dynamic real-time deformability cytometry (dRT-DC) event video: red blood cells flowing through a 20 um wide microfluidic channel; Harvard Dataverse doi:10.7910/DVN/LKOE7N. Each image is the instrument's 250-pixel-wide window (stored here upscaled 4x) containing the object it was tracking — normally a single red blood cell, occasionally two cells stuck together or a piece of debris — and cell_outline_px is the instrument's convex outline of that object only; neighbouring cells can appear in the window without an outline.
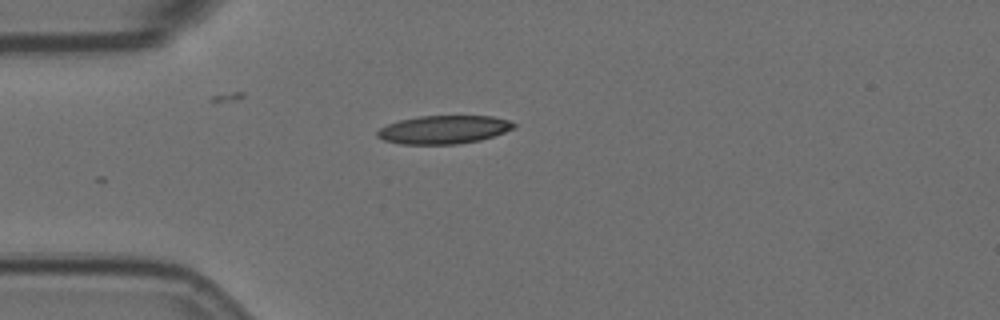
{"species": "Egyptian fruit bat (a non-hibernating species)", "species_latin": "Rousettus aegyptiacus", "temperature_condition": "room temperature", "stored_images_in_passage": 7, "camera_frame_rate_fps": 3000, "um_per_image_px": 0.085, "animal": {"sex": "female"}, "frame": {"image": 1, "passage_image": 1, "time_ms": 0.0, "image_size_px": [1000, 320], "cell_outline_px": [[516, 128], [480, 140], [456, 144], [400, 144], [384, 140], [376, 136], [376, 132], [380, 128], [388, 124], [400, 120], [420, 116], [492, 116], [512, 120], [516, 124]], "centroid_in_image_um": [37.74, 11.01], "position_along_channel_um": 47.3, "area_um2": 22.54}}
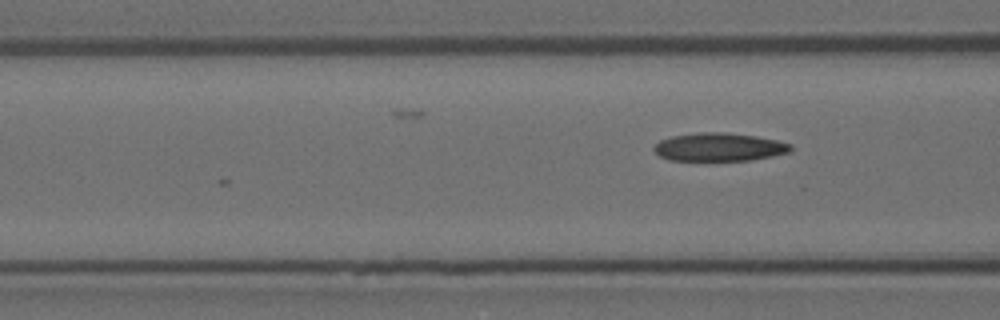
{"frame": {"image": 2, "passage_image": 7, "time_ms": 2.0, "image_size_px": [1000, 320], "cell_outline_px": [[792, 152], [752, 160], [668, 160], [660, 156], [652, 148], [660, 140], [672, 136], [700, 132], [724, 132], [756, 136], [776, 140], [792, 144]], "centroid_in_image_um": [61.15, 12.5], "position_along_channel_um": 105.4, "area_um2": 22.48}}